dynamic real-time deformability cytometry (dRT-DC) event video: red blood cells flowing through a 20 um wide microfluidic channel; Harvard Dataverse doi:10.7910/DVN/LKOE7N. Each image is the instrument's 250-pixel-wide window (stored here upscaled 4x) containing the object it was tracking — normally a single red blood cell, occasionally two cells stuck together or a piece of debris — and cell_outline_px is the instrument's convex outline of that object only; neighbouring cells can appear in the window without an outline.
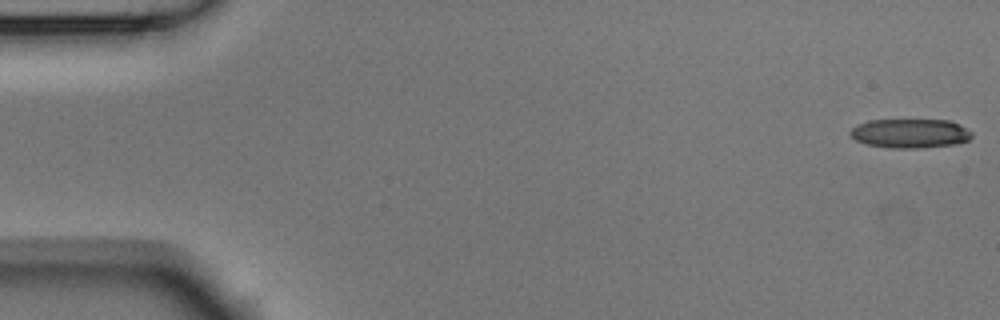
{"species": "Egyptian fruit bat (a non-hibernating species)", "species_latin": "Rousettus aegyptiacus", "temperature_condition": "room temperature", "stored_images_in_passage": 5, "camera_frame_rate_fps": 3000, "um_per_image_px": 0.085, "animal": {"sex": "male"}, "frame": {"image": 1, "passage_image": 1, "time_ms": 0.0, "image_size_px": [1000, 320], "cell_outline_px": [[972, 136], [968, 140], [952, 144], [920, 148], [892, 148], [868, 144], [856, 140], [848, 132], [856, 124], [868, 120], [948, 120], [960, 124], [972, 132]], "centroid_in_image_um": [77.34, 11.32], "position_along_channel_um": 7.7, "area_um2": 20.58}}
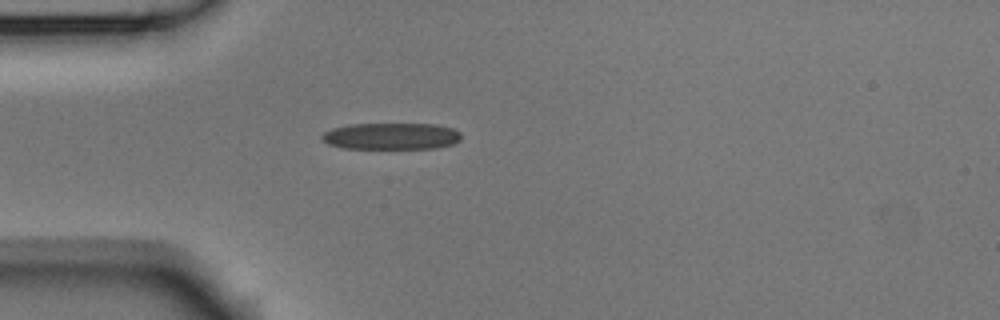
{"frame": {"image": 2, "passage_image": 5, "time_ms": 1.333, "image_size_px": [1000, 320], "cell_outline_px": [[460, 140], [452, 144], [436, 148], [344, 148], [328, 144], [320, 140], [320, 136], [324, 132], [332, 128], [348, 124], [432, 124], [452, 128], [460, 132]], "centroid_in_image_um": [33.21, 11.57], "position_along_channel_um": 51.8, "area_um2": 21.62}}